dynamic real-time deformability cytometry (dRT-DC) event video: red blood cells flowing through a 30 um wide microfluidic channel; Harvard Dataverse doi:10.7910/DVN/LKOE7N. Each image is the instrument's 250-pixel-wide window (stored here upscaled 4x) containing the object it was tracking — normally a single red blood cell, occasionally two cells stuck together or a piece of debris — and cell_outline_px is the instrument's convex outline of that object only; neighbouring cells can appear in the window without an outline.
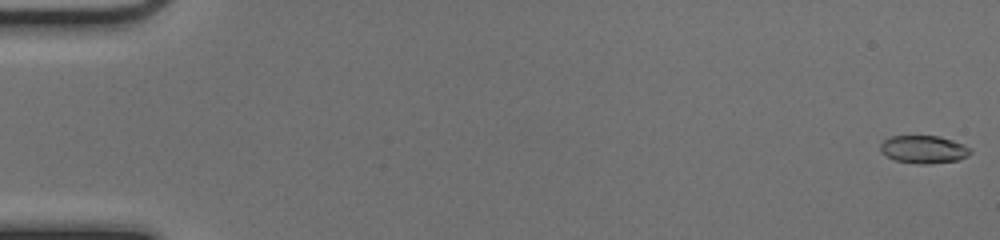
{"species": "common noctule bat (a hibernating species)", "species_latin": "Nyctalus noctula", "temperature_condition": "cold", "stored_images_in_passage": 52, "camera_frame_rate_fps": 3000, "um_per_image_px": 0.085, "animal": {"sex": "female", "body_mass_g": 17.0, "forearm_length_mm": 48.0}, "frame": {"image": 1, "passage_image": 1, "time_ms": 0.0, "image_size_px": [1000, 240], "cell_outline_px": [[972, 152], [968, 156], [960, 160], [928, 164], [920, 164], [896, 160], [880, 152], [880, 144], [884, 140], [892, 136], [940, 136], [952, 140], [972, 148]], "centroid_in_image_um": [78.55, 12.7], "position_along_channel_um": 6.5, "area_um2": 14.62}}
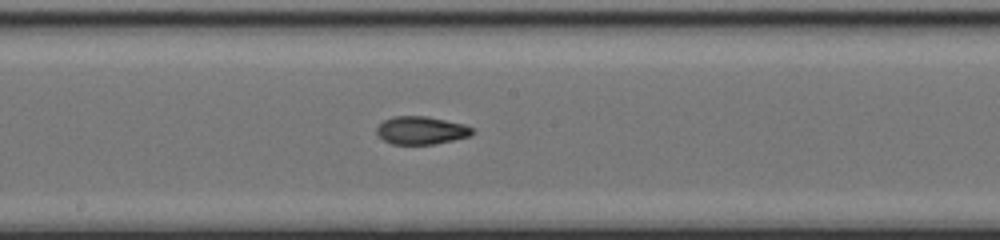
{"frame": {"image": 2, "passage_image": 29, "time_ms": 9.333, "image_size_px": [1000, 240], "cell_outline_px": [[476, 132], [472, 136], [432, 144], [392, 144], [384, 140], [376, 132], [376, 128], [384, 120], [392, 116], [428, 116], [464, 124], [472, 128]], "centroid_in_image_um": [35.83, 11.07], "position_along_channel_um": 212.4, "area_um2": 15.61}}
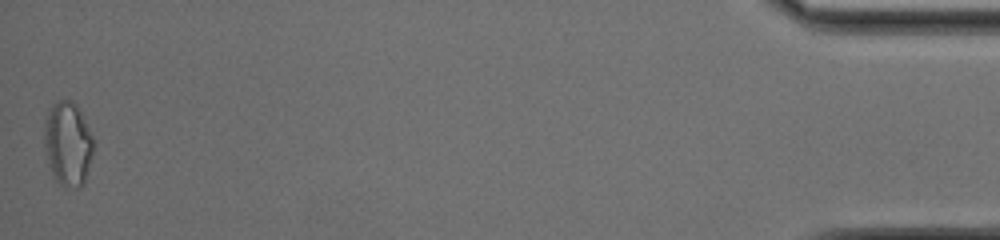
{"frame": {"image": 3, "passage_image": 52, "time_ms": 17.0, "image_size_px": [1000, 240], "cell_outline_px": [[92, 152], [84, 184], [80, 188], [76, 188], [60, 184], [52, 176], [44, 148], [44, 120], [48, 108], [56, 100], [72, 100], [76, 104], [92, 136]], "centroid_in_image_um": [5.72, 12.2], "position_along_channel_um": 429.5, "area_um2": 24.1}, "authors_computed_cell_mechanics": {"area_um2": 15.6349, "velocity_mm_per_s": 4.0542, "shape_relaxation_time_tau1_ms": 8.8975, "shape_relaxation_time_tau2_ms": 2.1715, "deformation_change_tau1": 0.2345, "deformation_change_tau2": 0.0507}}